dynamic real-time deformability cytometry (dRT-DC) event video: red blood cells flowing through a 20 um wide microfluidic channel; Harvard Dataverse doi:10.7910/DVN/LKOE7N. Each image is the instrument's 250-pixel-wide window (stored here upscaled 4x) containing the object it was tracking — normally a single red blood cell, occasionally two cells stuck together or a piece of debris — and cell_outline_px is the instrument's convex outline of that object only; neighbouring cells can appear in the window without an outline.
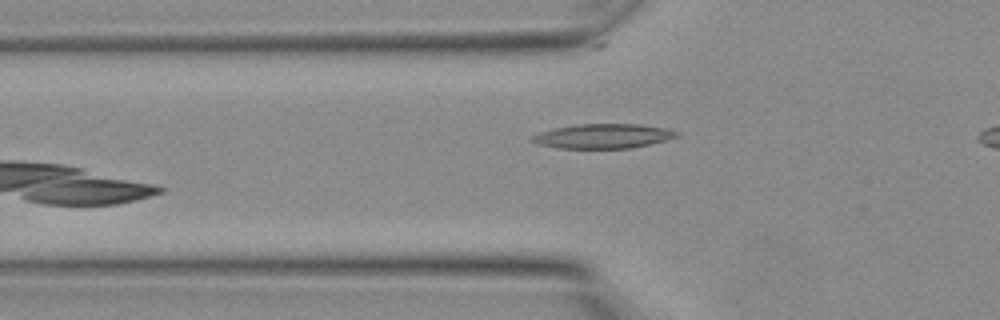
{"species": "Egyptian fruit bat (a non-hibernating species)", "species_latin": "Rousettus aegyptiacus", "temperature_condition": "warm", "stored_images_in_passage": 9, "camera_frame_rate_fps": 3000, "um_per_image_px": 0.085, "animal": {"sex": "female"}, "frame": {"image": 1, "passage_image": 9, "time_ms": 2.667, "image_size_px": [1000, 320], "cell_outline_px": [[680, 136], [668, 140], [632, 148], [556, 148], [536, 144], [528, 140], [532, 136], [540, 132], [556, 128], [576, 124], [640, 124], [664, 128], [680, 132]], "centroid_in_image_um": [51.27, 11.57], "position_along_channel_um": 74.5, "area_um2": 20.81}}